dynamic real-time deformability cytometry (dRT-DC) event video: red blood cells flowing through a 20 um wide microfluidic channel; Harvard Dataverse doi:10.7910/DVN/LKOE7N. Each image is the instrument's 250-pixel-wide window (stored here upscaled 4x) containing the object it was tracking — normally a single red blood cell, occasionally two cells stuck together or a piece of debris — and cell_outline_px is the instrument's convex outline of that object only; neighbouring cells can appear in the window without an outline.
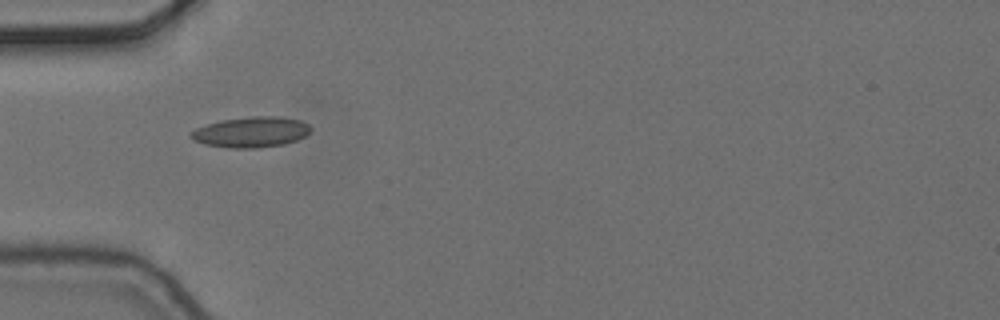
{"species": "common noctule bat (a hibernating species)", "species_latin": "Nyctalus noctula", "temperature_condition": "cold", "stored_images_in_passage": 2, "camera_frame_rate_fps": 3000, "um_per_image_px": 0.085, "animal": {"sex": "female", "body_mass_g": 24.6, "forearm_length_mm": 56.2}, "frame": {"image": 1, "passage_image": 1, "time_ms": 0.0, "image_size_px": [1000, 320], "cell_outline_px": [[312, 128], [304, 136], [296, 140], [284, 144], [260, 148], [228, 148], [204, 144], [192, 140], [188, 136], [196, 128], [220, 120], [252, 116], [280, 116], [300, 120], [308, 124]], "centroid_in_image_um": [21.33, 11.23], "position_along_channel_um": 63.7, "area_um2": 21.44}}
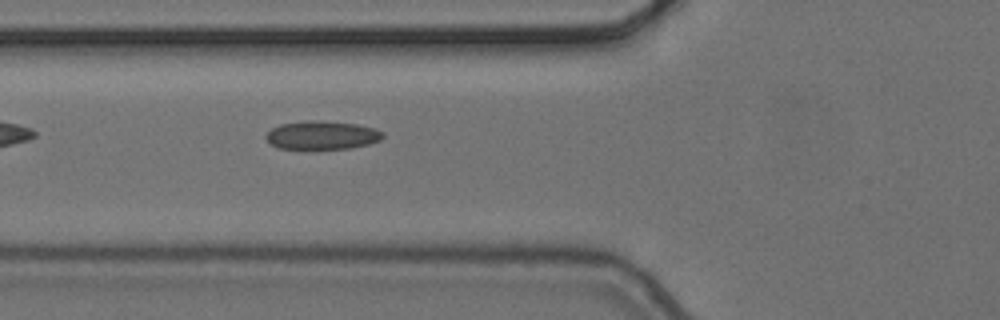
{"frame": {"image": 2, "passage_image": 2, "time_ms": 0.333, "image_size_px": [1000, 320], "cell_outline_px": [[384, 136], [380, 140], [368, 144], [352, 148], [280, 148], [272, 144], [264, 136], [272, 128], [280, 124], [308, 120], [320, 120], [356, 124], [376, 128], [384, 132]], "centroid_in_image_um": [27.41, 11.47], "position_along_channel_um": 98.4, "area_um2": 19.25}}